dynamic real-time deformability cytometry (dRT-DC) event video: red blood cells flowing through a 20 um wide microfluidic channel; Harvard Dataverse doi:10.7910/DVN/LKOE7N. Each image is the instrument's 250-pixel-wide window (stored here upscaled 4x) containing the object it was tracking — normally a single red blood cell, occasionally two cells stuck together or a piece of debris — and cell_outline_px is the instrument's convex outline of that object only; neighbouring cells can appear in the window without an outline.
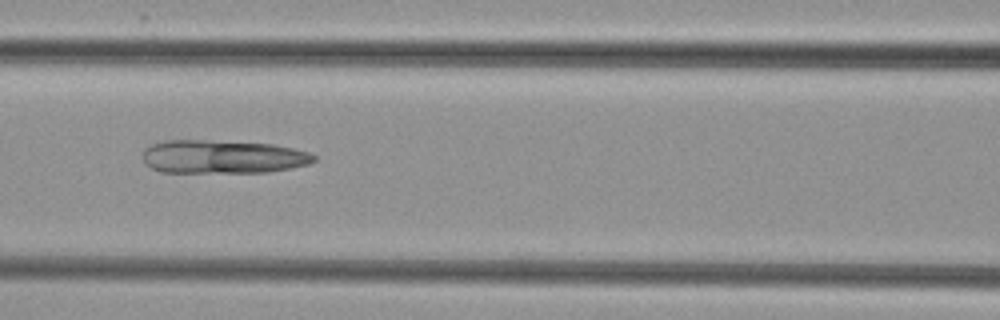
{"species": "common noctule bat (a hibernating species)", "species_latin": "Nyctalus noctula", "temperature_condition": "cold", "stored_images_in_passage": 8, "camera_frame_rate_fps": 3000, "um_per_image_px": 0.085, "animal": {"sex": "female", "body_mass_g": 29.2, "forearm_length_mm": 56.3}, "frame": {"image": 1, "passage_image": 7, "time_ms": 7.667, "image_size_px": [1000, 320], "cell_outline_px": [[316, 160], [308, 164], [268, 172], [160, 172], [144, 164], [144, 148], [152, 144], [164, 140], [204, 140], [272, 144], [292, 148], [308, 152], [316, 156]], "centroid_in_image_um": [18.89, 13.32], "position_along_channel_um": 147.7, "area_um2": 33.23}}
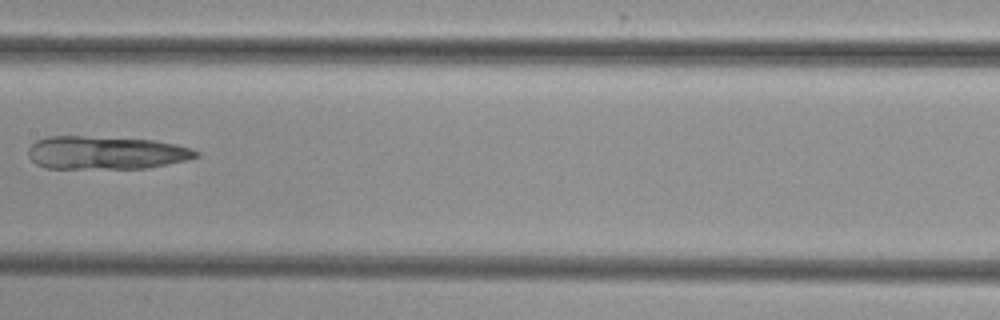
{"frame": {"image": 2, "passage_image": 8, "time_ms": 9.0, "image_size_px": [1000, 320], "cell_outline_px": [[200, 156], [188, 160], [148, 168], [44, 168], [36, 164], [28, 156], [28, 148], [36, 140], [48, 136], [84, 136], [152, 140], [176, 144], [192, 148], [200, 152]], "centroid_in_image_um": [9.02, 12.98], "position_along_channel_um": 198.4, "area_um2": 32.54}}